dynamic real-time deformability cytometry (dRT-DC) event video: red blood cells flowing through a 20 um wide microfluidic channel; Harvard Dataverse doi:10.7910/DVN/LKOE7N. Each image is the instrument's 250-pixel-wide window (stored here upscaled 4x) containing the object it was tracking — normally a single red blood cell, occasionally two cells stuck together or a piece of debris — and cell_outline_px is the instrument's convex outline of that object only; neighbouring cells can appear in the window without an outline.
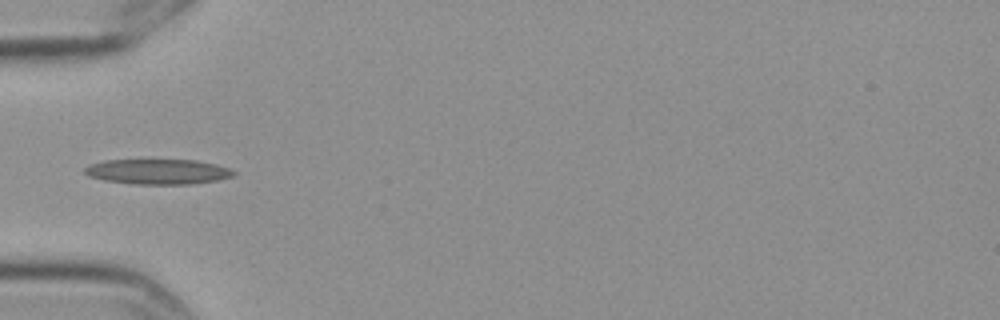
{"species": "Egyptian fruit bat (a non-hibernating species)", "species_latin": "Rousettus aegyptiacus", "temperature_condition": "cold", "stored_images_in_passage": 8, "camera_frame_rate_fps": 3000, "um_per_image_px": 0.085, "frame": {"image": 1, "passage_image": 6, "time_ms": 1.667, "image_size_px": [1000, 320], "cell_outline_px": [[236, 176], [220, 180], [192, 184], [132, 184], [104, 180], [88, 176], [84, 172], [84, 168], [88, 164], [104, 160], [196, 160], [216, 164], [228, 168], [236, 172]], "centroid_in_image_um": [13.43, 14.59], "position_along_channel_um": 71.6, "area_um2": 22.08}}
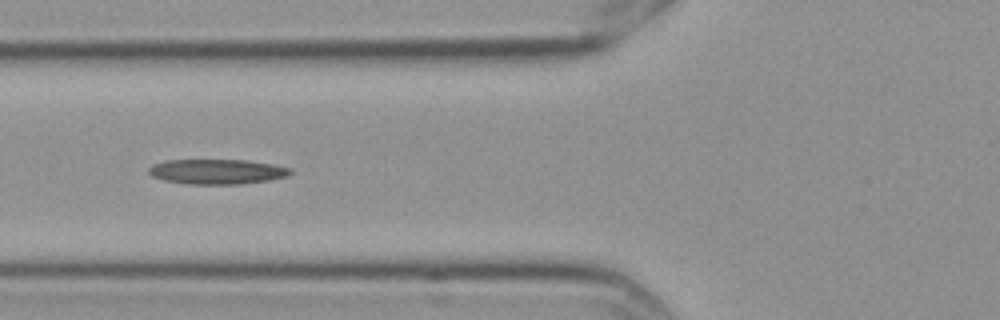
{"frame": {"image": 2, "passage_image": 7, "time_ms": 2.0, "image_size_px": [1000, 320], "cell_outline_px": [[292, 172], [288, 176], [268, 180], [244, 184], [184, 184], [164, 180], [152, 176], [148, 172], [148, 168], [152, 164], [164, 160], [248, 160], [272, 164], [292, 168]], "centroid_in_image_um": [18.43, 14.59], "position_along_channel_um": 107.4, "area_um2": 20.81}}
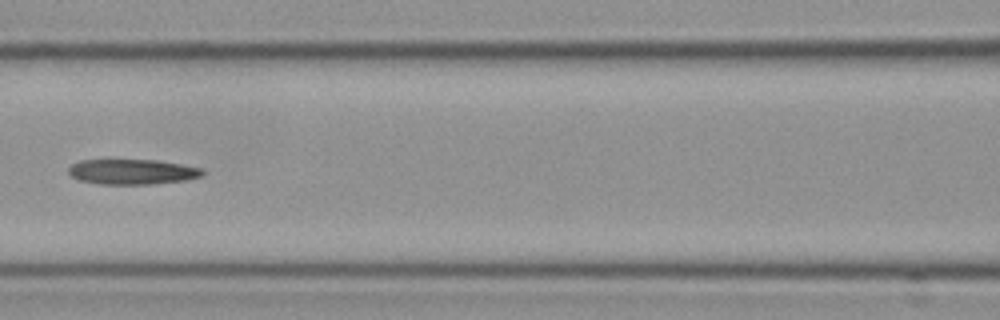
{"frame": {"image": 3, "passage_image": 8, "time_ms": 2.333, "image_size_px": [1000, 320], "cell_outline_px": [[204, 176], [188, 180], [152, 184], [100, 184], [80, 180], [72, 176], [68, 172], [68, 168], [72, 164], [80, 160], [156, 160], [180, 164], [200, 168], [204, 172]], "centroid_in_image_um": [11.26, 14.6], "position_along_channel_um": 155.3, "area_um2": 19.65}}